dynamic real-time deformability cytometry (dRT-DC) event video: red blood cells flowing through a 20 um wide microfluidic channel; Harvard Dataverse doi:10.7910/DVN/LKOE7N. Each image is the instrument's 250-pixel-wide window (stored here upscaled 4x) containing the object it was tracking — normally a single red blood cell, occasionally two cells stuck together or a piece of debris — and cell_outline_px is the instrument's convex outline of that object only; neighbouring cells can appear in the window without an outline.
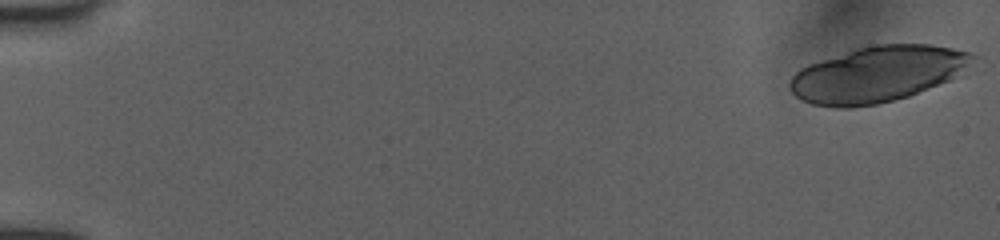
{"species": "human", "species_latin": "Homo sapiens", "temperature_condition": "room temperature", "stored_images_in_passage": 12, "camera_frame_rate_fps": 3000, "um_per_image_px": 0.085, "donor": {"sex": "female"}, "frame": {"image": 1, "passage_image": 1, "time_ms": 0.0, "image_size_px": [1000, 240], "cell_outline_px": [[984, 60], [948, 80], [908, 96], [876, 104], [852, 108], [836, 108], [812, 104], [796, 96], [792, 92], [788, 84], [792, 76], [800, 68], [808, 64], [856, 48], [872, 44], [928, 44], [952, 48], [972, 52], [980, 56]], "centroid_in_image_um": [74.66, 6.28], "position_along_channel_um": 10.3, "area_um2": 60.0}}